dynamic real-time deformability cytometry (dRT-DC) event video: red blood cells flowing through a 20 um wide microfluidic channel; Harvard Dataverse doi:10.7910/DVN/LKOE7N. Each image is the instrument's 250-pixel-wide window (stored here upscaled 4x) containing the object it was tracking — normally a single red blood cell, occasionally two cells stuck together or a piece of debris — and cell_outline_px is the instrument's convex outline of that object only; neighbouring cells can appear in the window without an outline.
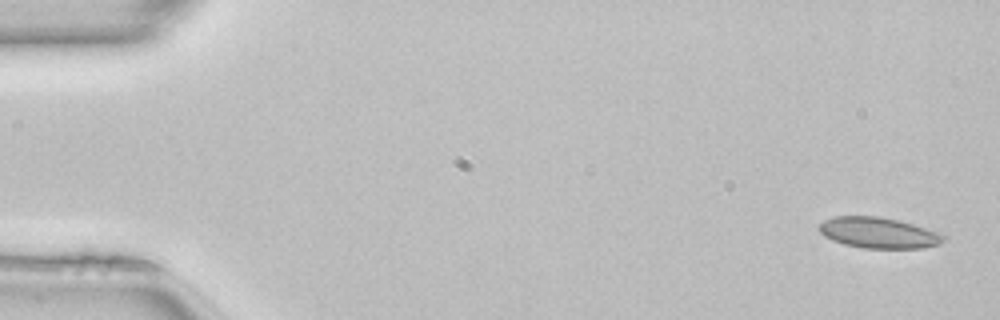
{"species": "common noctule bat (a hibernating species)", "species_latin": "Nyctalus noctula", "temperature_condition": "room temperature", "stored_images_in_passage": 49, "camera_frame_rate_fps": 3000, "um_per_image_px": 0.085, "animal": {"sex": "female", "body_mass_g": 22.7, "forearm_length_mm": 54.2}, "frame": {"image": 1, "passage_image": 1, "time_ms": 0.0, "image_size_px": [1000, 320], "cell_outline_px": [[944, 240], [940, 244], [920, 248], [864, 248], [844, 244], [832, 240], [824, 236], [820, 232], [820, 224], [824, 220], [836, 216], [880, 216], [912, 224], [940, 232], [944, 236]], "centroid_in_image_um": [74.67, 19.79], "position_along_channel_um": 10.3, "area_um2": 22.2}}
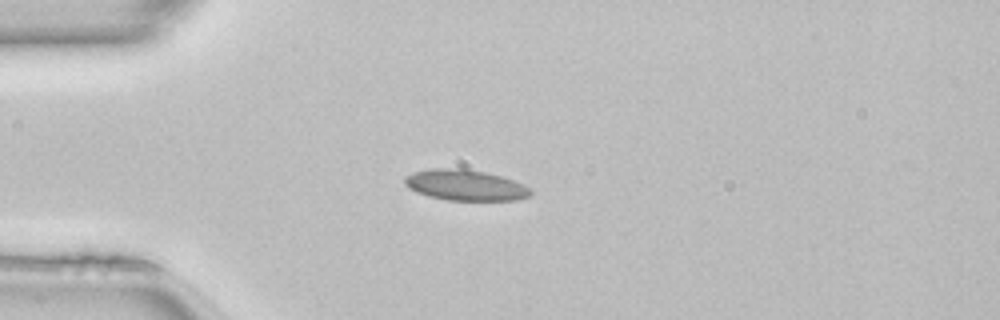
{"frame": {"image": 2, "passage_image": 12, "time_ms": 3.667, "image_size_px": [1000, 320], "cell_outline_px": [[532, 196], [516, 200], [448, 200], [428, 196], [416, 192], [408, 188], [404, 184], [404, 176], [412, 172], [432, 168], [460, 168], [484, 172], [500, 176], [512, 180], [528, 188], [532, 192]], "centroid_in_image_um": [39.49, 15.74], "position_along_channel_um": 45.5, "area_um2": 22.54}}
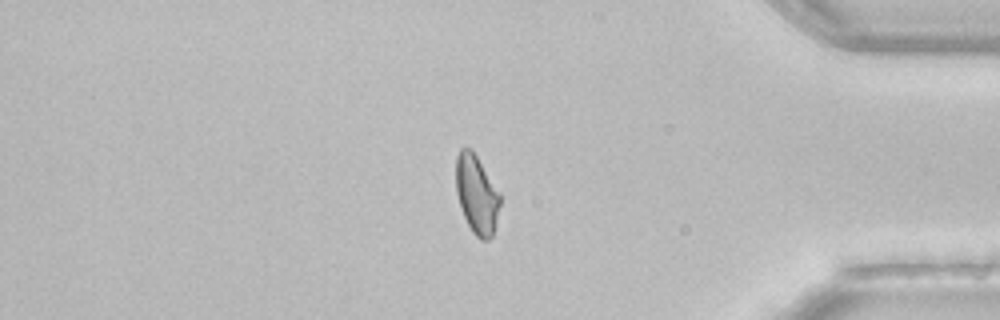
{"frame": {"image": 3, "passage_image": 41, "time_ms": 13.333, "image_size_px": [1000, 320], "cell_outline_px": [[500, 204], [492, 236], [488, 240], [480, 240], [472, 232], [464, 216], [456, 192], [456, 156], [460, 148], [472, 148], [500, 192]], "centroid_in_image_um": [40.51, 16.5], "position_along_channel_um": 394.7, "area_um2": 20.23}, "authors_computed_cell_mechanics": {"area_um2": 21.5016, "velocity_mm_per_s": 4.1141, "shape_relaxation_time_tau1_ms": null, "shape_relaxation_time_tau2_ms": 1.0218, "deformation_change_tau1": null, "deformation_change_tau2": 0.054}}